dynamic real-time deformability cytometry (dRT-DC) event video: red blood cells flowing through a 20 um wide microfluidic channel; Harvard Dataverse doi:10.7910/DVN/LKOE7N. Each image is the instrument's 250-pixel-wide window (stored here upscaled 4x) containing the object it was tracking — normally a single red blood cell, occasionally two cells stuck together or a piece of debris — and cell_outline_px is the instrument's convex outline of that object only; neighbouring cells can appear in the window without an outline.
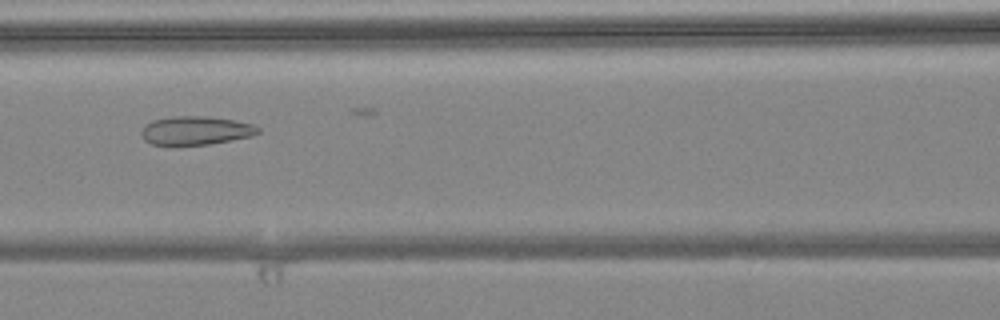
{"species": "common noctule bat (a hibernating species)", "species_latin": "Nyctalus noctula", "temperature_condition": "warm", "stored_images_in_passage": 9, "camera_frame_rate_fps": 3000, "um_per_image_px": 0.085, "animal": {"sex": "female", "body_mass_g": 24.6, "forearm_length_mm": 56.2}, "frame": {"image": 1, "passage_image": 6, "time_ms": 1.667, "image_size_px": [1000, 320], "cell_outline_px": [[260, 132], [252, 136], [208, 144], [176, 148], [172, 148], [152, 144], [144, 140], [140, 132], [144, 124], [152, 120], [172, 116], [204, 116], [232, 120], [252, 124], [260, 128]], "centroid_in_image_um": [16.54, 11.13], "position_along_channel_um": 150.1, "area_um2": 20.11}}
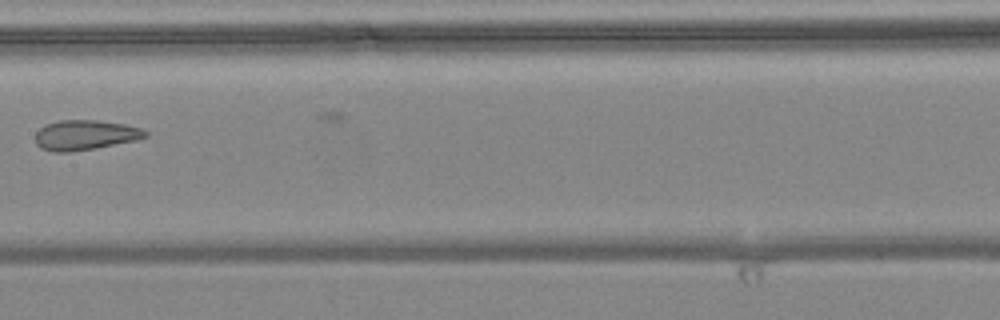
{"frame": {"image": 2, "passage_image": 7, "time_ms": 2.0, "image_size_px": [1000, 320], "cell_outline_px": [[148, 136], [136, 140], [96, 148], [68, 152], [52, 152], [40, 148], [36, 144], [36, 132], [44, 124], [56, 120], [96, 120], [124, 124], [144, 128], [148, 132]], "centroid_in_image_um": [7.23, 11.47], "position_along_channel_um": 200.2, "area_um2": 19.42}}
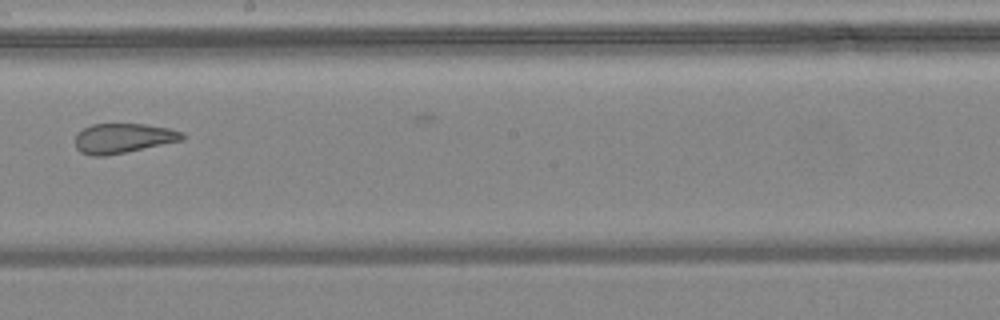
{"frame": {"image": 3, "passage_image": 8, "time_ms": 2.333, "image_size_px": [1000, 320], "cell_outline_px": [[184, 140], [104, 156], [92, 156], [80, 152], [76, 148], [76, 136], [84, 128], [92, 124], [144, 124], [168, 128], [184, 132]], "centroid_in_image_um": [10.48, 11.75], "position_along_channel_um": 237.7, "area_um2": 18.38}}